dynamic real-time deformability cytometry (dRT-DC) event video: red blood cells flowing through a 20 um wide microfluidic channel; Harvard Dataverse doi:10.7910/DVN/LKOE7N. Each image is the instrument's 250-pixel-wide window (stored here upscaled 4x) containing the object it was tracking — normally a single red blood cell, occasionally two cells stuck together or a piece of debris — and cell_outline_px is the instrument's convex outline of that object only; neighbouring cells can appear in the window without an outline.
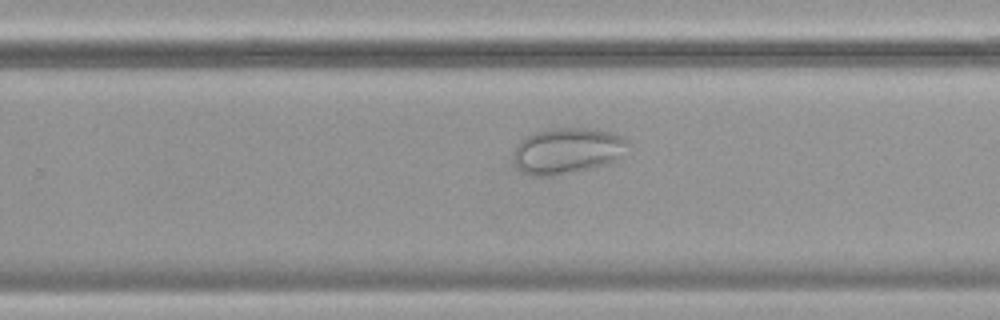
{"species": "common noctule bat (a hibernating species)", "species_latin": "Nyctalus noctula", "temperature_condition": "cold", "stored_images_in_passage": 56, "camera_frame_rate_fps": 3000, "um_per_image_px": 0.085, "animal": {"sex": "female", "body_mass_g": 19.9}, "frame": {"image": 1, "passage_image": 36, "time_ms": 11.667, "image_size_px": [1000, 320], "cell_outline_px": [[628, 144], [616, 160], [604, 164], [588, 168], [552, 176], [532, 176], [520, 172], [512, 156], [512, 152], [520, 140], [536, 132], [552, 128], [596, 128], [612, 132], [620, 136]], "centroid_in_image_um": [48.15, 12.81], "position_along_channel_um": 281.7, "area_um2": 30.4}}
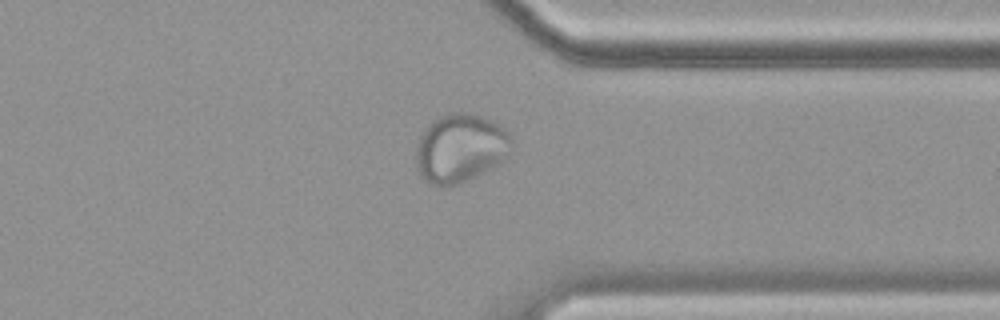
{"frame": {"image": 2, "passage_image": 44, "time_ms": 14.333, "image_size_px": [1000, 320], "cell_outline_px": [[512, 144], [504, 160], [484, 172], [456, 184], [444, 188], [432, 184], [420, 176], [416, 164], [416, 148], [420, 136], [428, 124], [432, 120], [440, 116], [452, 112], [472, 112], [492, 120], [504, 128], [512, 136]], "centroid_in_image_um": [39.12, 12.57], "position_along_channel_um": 372.3, "area_um2": 38.38}}
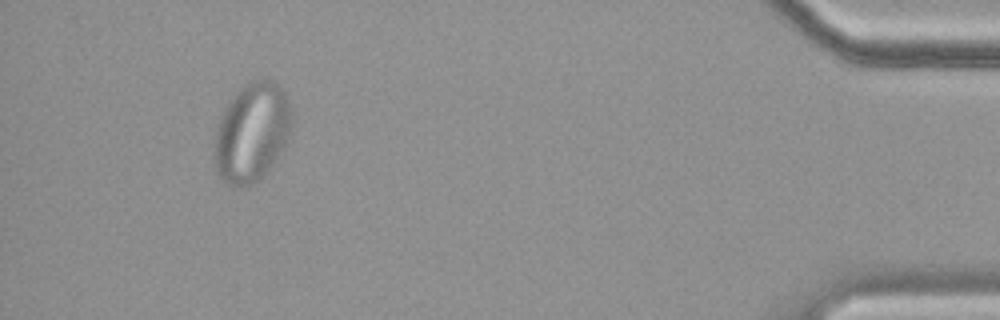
{"frame": {"image": 3, "passage_image": 53, "time_ms": 17.333, "image_size_px": [1000, 320], "cell_outline_px": [[292, 120], [284, 144], [272, 164], [252, 184], [228, 184], [216, 172], [216, 128], [228, 104], [236, 92], [244, 84], [252, 80], [272, 80], [284, 92], [288, 104]], "centroid_in_image_um": [21.4, 11.21], "position_along_channel_um": 413.8, "area_um2": 42.83}}